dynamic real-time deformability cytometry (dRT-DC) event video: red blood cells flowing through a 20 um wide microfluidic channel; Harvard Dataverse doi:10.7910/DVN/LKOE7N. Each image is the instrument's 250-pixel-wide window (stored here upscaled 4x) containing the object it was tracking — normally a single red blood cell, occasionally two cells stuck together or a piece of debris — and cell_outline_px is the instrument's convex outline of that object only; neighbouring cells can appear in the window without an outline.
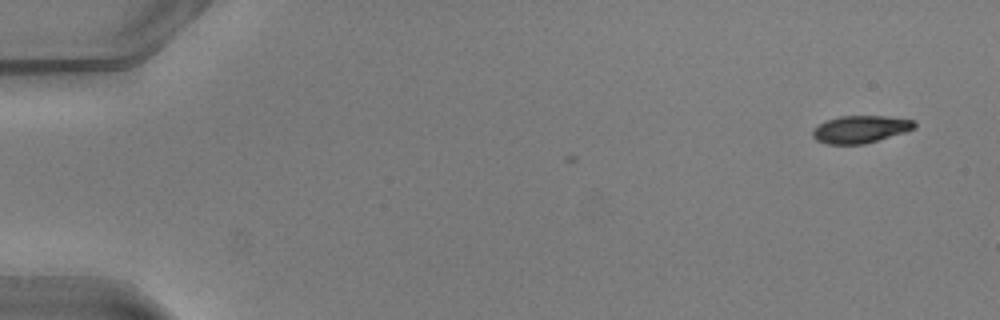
{"species": "common noctule bat (a hibernating species)", "species_latin": "Nyctalus noctula", "temperature_condition": "warm", "stored_images_in_passage": 3, "camera_frame_rate_fps": 3000, "um_per_image_px": 0.085, "animal": {"sex": "male", "body_mass_g": 20.5, "forearm_length_mm": 52.5}, "frame": {"image": 1, "passage_image": 3, "time_ms": 0.667, "image_size_px": [1000, 320], "cell_outline_px": [[916, 128], [904, 132], [864, 144], [828, 144], [816, 140], [812, 136], [812, 132], [820, 124], [828, 120], [840, 116], [884, 116], [916, 120]], "centroid_in_image_um": [73.16, 10.98], "position_along_channel_um": 11.8, "area_um2": 16.07}}